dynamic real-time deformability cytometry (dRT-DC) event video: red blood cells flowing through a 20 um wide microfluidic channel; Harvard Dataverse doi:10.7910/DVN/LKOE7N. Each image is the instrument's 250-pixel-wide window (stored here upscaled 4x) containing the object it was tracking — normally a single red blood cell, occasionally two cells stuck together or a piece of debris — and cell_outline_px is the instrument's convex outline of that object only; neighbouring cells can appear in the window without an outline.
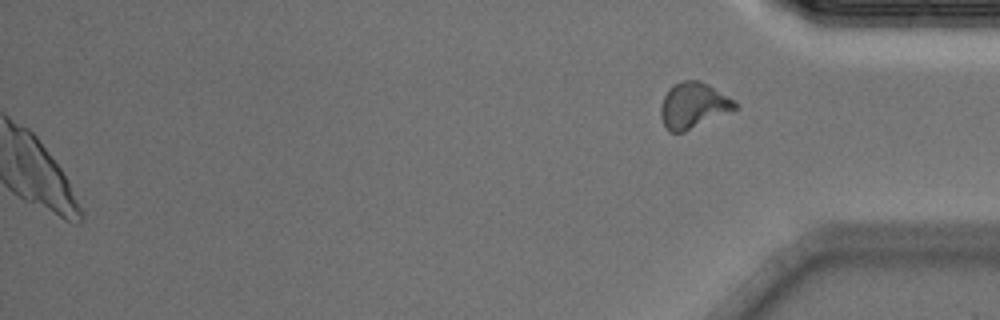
{"species": "Egyptian fruit bat (a non-hibernating species)", "species_latin": "Rousettus aegyptiacus", "temperature_condition": "cold", "stored_images_in_passage": 57, "camera_frame_rate_fps": 3000, "um_per_image_px": 0.085, "animal": {"sex": "male"}, "frame": {"image": 1, "passage_image": 57, "time_ms": 18.667, "image_size_px": [1000, 320], "cell_outline_px": [[736, 108], [684, 132], [668, 132], [660, 116], [660, 108], [664, 96], [668, 88], [684, 80], [700, 80], [708, 84], [736, 100]], "centroid_in_image_um": [58.91, 8.95], "position_along_channel_um": 376.3, "area_um2": 19.59}}